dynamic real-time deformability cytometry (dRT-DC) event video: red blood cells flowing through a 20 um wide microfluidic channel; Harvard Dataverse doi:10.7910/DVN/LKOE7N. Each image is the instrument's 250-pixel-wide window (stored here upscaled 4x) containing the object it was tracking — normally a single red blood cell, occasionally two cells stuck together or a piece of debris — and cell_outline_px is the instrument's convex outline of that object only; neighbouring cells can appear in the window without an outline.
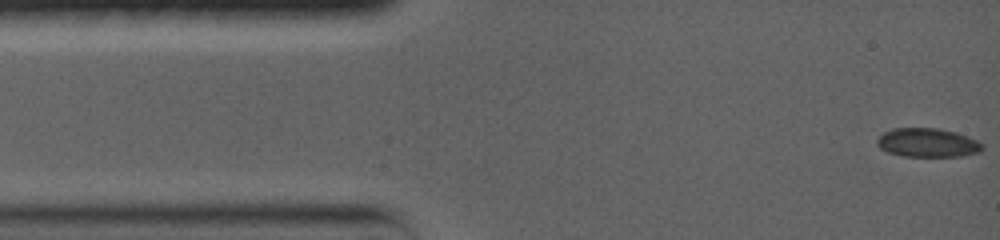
{"species": "common noctule bat (a hibernating species)", "species_latin": "Nyctalus noctula", "temperature_condition": "warm", "stored_images_in_passage": 67, "camera_frame_rate_fps": 5000, "um_per_image_px": 0.085, "animal": {"sex": "female", "body_mass_g": 19.0, "forearm_length_mm": 56.7}, "frame": {"image": 1, "passage_image": 1, "time_ms": 0.0, "image_size_px": [1000, 240], "cell_outline_px": [[984, 148], [980, 152], [960, 156], [904, 156], [888, 152], [880, 148], [876, 144], [876, 140], [884, 132], [892, 128], [936, 128], [956, 132], [968, 136], [984, 144]], "centroid_in_image_um": [78.85, 12.12], "position_along_channel_um": 6.1, "area_um2": 17.74}}
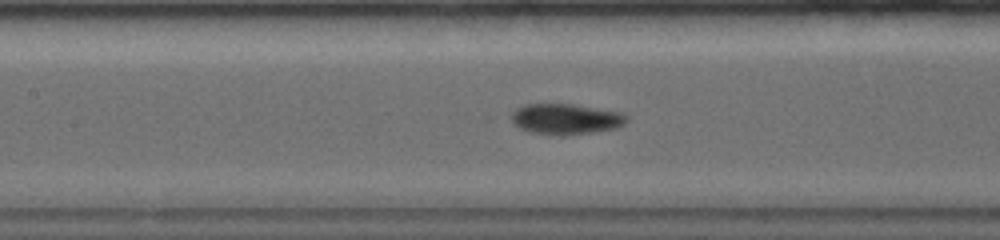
{"frame": {"image": 2, "passage_image": 20, "time_ms": 6.2, "image_size_px": [1000, 240], "cell_outline_px": [[628, 120], [624, 124], [616, 128], [592, 132], [528, 132], [520, 128], [512, 120], [512, 112], [516, 108], [524, 104], [572, 104], [620, 112], [628, 116]], "centroid_in_image_um": [48.11, 10.06], "position_along_channel_um": 159.3, "area_um2": 19.65}}
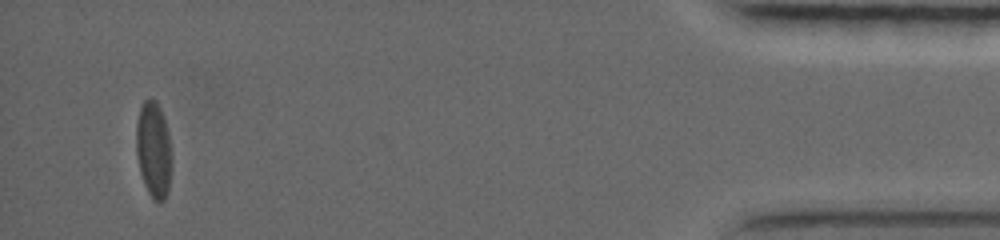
{"frame": {"image": 3, "passage_image": 58, "time_ms": 15.8, "image_size_px": [1000, 240], "cell_outline_px": [[172, 164], [168, 188], [164, 200], [152, 200], [144, 184], [140, 172], [136, 152], [136, 124], [140, 108], [144, 100], [156, 100], [160, 108], [168, 132], [172, 156]], "centroid_in_image_um": [13.05, 12.74], "position_along_channel_um": 422.1, "area_um2": 19.83}, "authors_computed_cell_mechanics": {"area_um2": 19.652, "velocity_mm_per_s": 3.7423, "shape_relaxation_time_tau1_ms": null, "shape_relaxation_time_tau2_ms": 1.8806, "deformation_change_tau1": null, "deformation_change_tau2": 0.063}}